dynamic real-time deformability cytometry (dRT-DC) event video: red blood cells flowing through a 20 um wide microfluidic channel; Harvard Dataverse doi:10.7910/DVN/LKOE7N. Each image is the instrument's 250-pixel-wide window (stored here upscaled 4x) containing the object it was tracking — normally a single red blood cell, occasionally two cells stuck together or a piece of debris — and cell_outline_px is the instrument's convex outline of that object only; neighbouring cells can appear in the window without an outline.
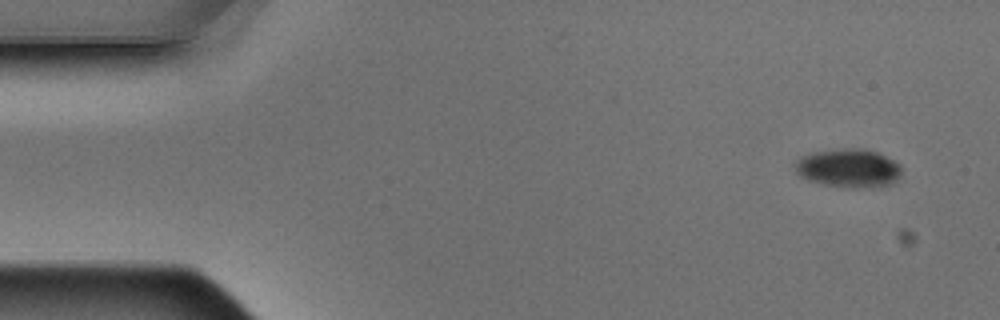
{"species": "Egyptian fruit bat (a non-hibernating species)", "species_latin": "Rousettus aegyptiacus", "temperature_condition": "warm", "stored_images_in_passage": 8, "camera_frame_rate_fps": 3000, "um_per_image_px": 0.085, "animal": {"sex": "male"}, "frame": {"image": 1, "passage_image": 1, "time_ms": 0.0, "image_size_px": [1000, 320], "cell_outline_px": [[900, 176], [892, 184], [880, 188], [848, 188], [824, 184], [808, 180], [800, 176], [796, 172], [796, 160], [800, 156], [808, 152], [852, 148], [864, 148], [876, 152], [900, 164]], "centroid_in_image_um": [72.13, 14.31], "position_along_channel_um": 12.9, "area_um2": 24.22}}
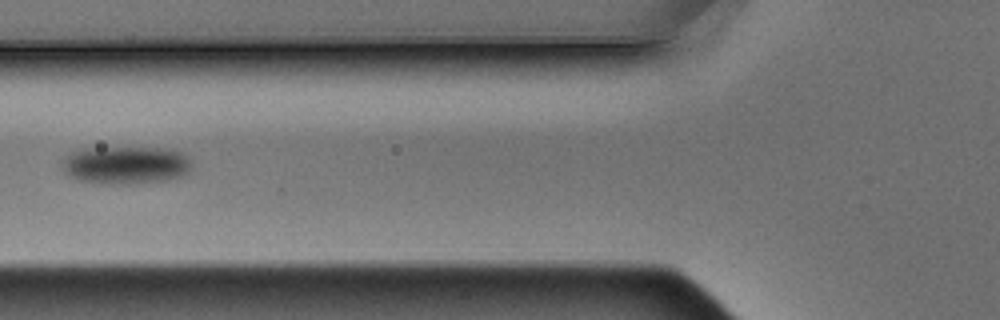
{"frame": {"image": 2, "passage_image": 6, "time_ms": 1.667, "image_size_px": [1000, 320], "cell_outline_px": [[192, 164], [188, 172], [180, 176], [168, 180], [136, 184], [116, 184], [80, 180], [68, 176], [60, 168], [60, 160], [64, 156], [72, 152], [88, 148], [164, 148], [184, 152], [188, 156]], "centroid_in_image_um": [10.67, 14.03], "position_along_channel_um": 115.1, "area_um2": 28.9}}
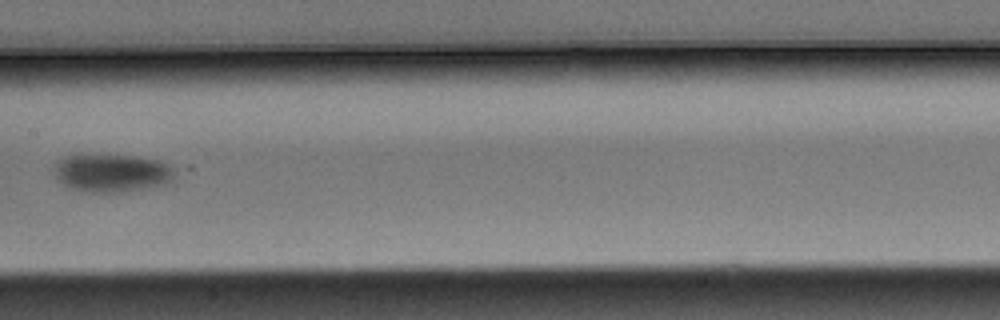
{"frame": {"image": 3, "passage_image": 8, "time_ms": 2.333, "image_size_px": [1000, 320], "cell_outline_px": [[176, 176], [172, 180], [164, 184], [124, 192], [84, 192], [72, 188], [56, 180], [52, 172], [56, 164], [64, 156], [76, 152], [80, 152], [132, 156], [160, 160], [172, 164], [176, 168]], "centroid_in_image_um": [9.49, 14.66], "position_along_channel_um": 197.9, "area_um2": 27.8}}